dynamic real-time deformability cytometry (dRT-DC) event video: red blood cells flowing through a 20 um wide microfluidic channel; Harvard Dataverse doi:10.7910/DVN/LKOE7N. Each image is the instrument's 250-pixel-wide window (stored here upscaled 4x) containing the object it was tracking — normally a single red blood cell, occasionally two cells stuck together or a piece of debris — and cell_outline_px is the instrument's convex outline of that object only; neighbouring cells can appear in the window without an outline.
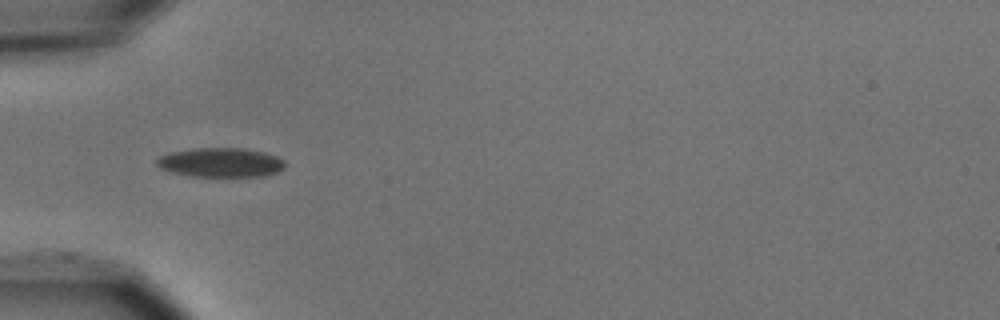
{"species": "common noctule bat (a hibernating species)", "species_latin": "Nyctalus noctula", "temperature_condition": "cold", "stored_images_in_passage": 7, "camera_frame_rate_fps": 3000, "um_per_image_px": 0.085, "animal": {"sex": "male", "body_mass_g": 15.6}, "frame": {"image": 1, "passage_image": 5, "time_ms": 5.667, "image_size_px": [1000, 320], "cell_outline_px": [[284, 168], [276, 172], [264, 176], [188, 176], [160, 168], [156, 164], [156, 160], [160, 156], [168, 152], [192, 148], [244, 148], [264, 152], [276, 156], [284, 160]], "centroid_in_image_um": [18.74, 13.8], "position_along_channel_um": 66.3, "area_um2": 21.91}}
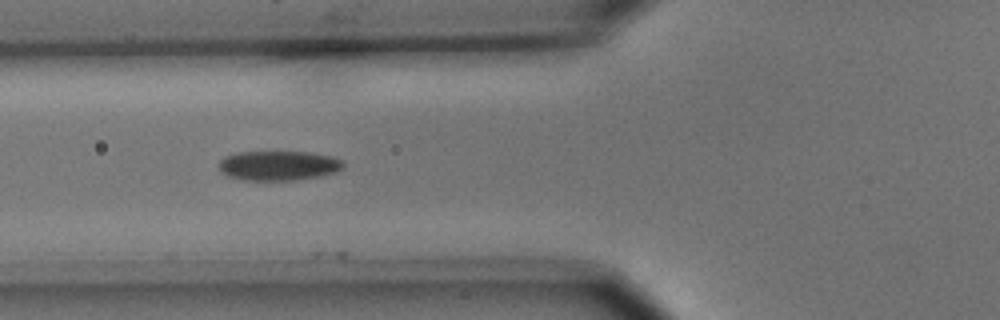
{"frame": {"image": 2, "passage_image": 6, "time_ms": 6.667, "image_size_px": [1000, 320], "cell_outline_px": [[344, 164], [336, 172], [320, 176], [296, 180], [244, 180], [228, 176], [220, 172], [216, 168], [220, 160], [224, 156], [240, 152], [308, 152], [332, 156], [344, 160]], "centroid_in_image_um": [23.64, 14.07], "position_along_channel_um": 102.2, "area_um2": 21.68}}